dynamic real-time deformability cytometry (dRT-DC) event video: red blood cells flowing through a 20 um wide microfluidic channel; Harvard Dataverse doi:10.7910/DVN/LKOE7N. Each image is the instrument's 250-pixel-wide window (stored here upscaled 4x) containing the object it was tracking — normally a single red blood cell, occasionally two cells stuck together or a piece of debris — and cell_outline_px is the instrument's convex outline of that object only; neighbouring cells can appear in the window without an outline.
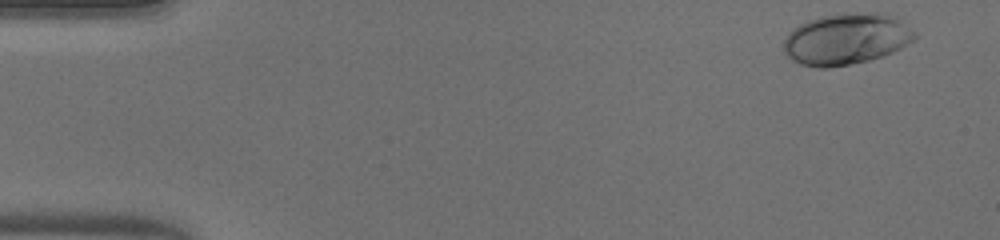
{"species": "human", "species_latin": "Homo sapiens", "temperature_condition": "warm", "stored_images_in_passage": 41, "camera_frame_rate_fps": 3000, "um_per_image_px": 0.085, "donor": {"sex": "male"}, "frame": {"image": 1, "passage_image": 1, "time_ms": 0.0, "image_size_px": [1000, 240], "cell_outline_px": [[916, 40], [892, 52], [868, 60], [828, 68], [816, 68], [800, 64], [792, 60], [784, 52], [784, 40], [788, 32], [792, 28], [808, 20], [820, 16], [856, 12], [888, 12], [896, 16], [916, 32]], "centroid_in_image_um": [71.95, 3.29], "position_along_channel_um": 13.0, "area_um2": 39.59}}
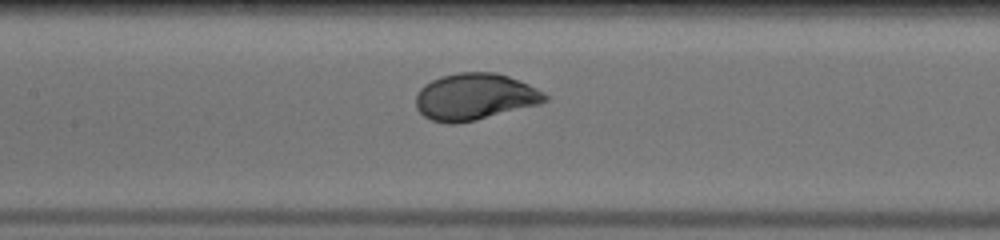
{"frame": {"image": 2, "passage_image": 22, "time_ms": 7.0, "image_size_px": [1000, 240], "cell_outline_px": [[548, 100], [540, 104], [476, 120], [456, 124], [448, 124], [432, 120], [424, 116], [416, 108], [416, 92], [424, 84], [440, 76], [460, 72], [496, 72], [520, 80], [544, 92], [548, 96]], "centroid_in_image_um": [40.35, 8.22], "position_along_channel_um": 167.1, "area_um2": 35.32}}
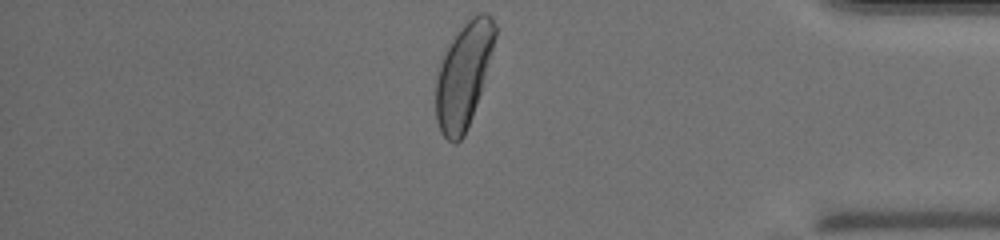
{"frame": {"image": 3, "passage_image": 41, "time_ms": 13.333, "image_size_px": [1000, 240], "cell_outline_px": [[496, 36], [480, 92], [472, 116], [464, 136], [456, 144], [452, 144], [440, 132], [436, 120], [436, 80], [440, 64], [452, 40], [460, 28], [472, 16], [480, 12], [488, 12], [492, 16], [496, 24]], "centroid_in_image_um": [39.4, 6.4], "position_along_channel_um": 395.8, "area_um2": 35.6}, "authors_computed_cell_mechanics": {"area_um2": 35.1424, "velocity_mm_per_s": 4.0633, "shape_relaxation_time_tau1_ms": 1.9106, "shape_relaxation_time_tau2_ms": null, "deformation_change_tau1": 0.1316, "deformation_change_tau2": null}}